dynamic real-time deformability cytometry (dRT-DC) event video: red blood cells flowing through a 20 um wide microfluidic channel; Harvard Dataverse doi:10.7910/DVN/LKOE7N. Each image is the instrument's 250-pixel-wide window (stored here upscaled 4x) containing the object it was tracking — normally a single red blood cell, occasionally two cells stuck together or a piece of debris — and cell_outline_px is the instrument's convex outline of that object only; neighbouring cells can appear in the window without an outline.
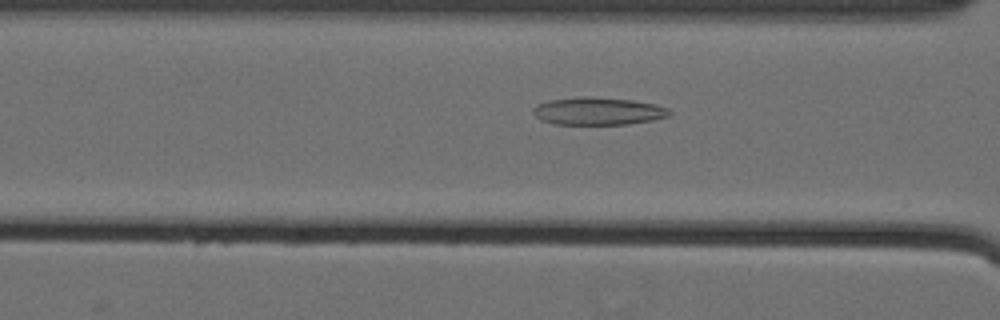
{"species": "Egyptian fruit bat (a non-hibernating species)", "species_latin": "Rousettus aegyptiacus", "temperature_condition": "cold", "stored_images_in_passage": 33, "camera_frame_rate_fps": 3000, "um_per_image_px": 0.085, "animal": {"sex": "female"}, "frame": {"image": 1, "passage_image": 22, "time_ms": 7.0, "image_size_px": [1000, 320], "cell_outline_px": [[672, 112], [668, 116], [652, 120], [628, 124], [552, 124], [540, 120], [532, 112], [532, 108], [536, 104], [548, 100], [580, 96], [592, 96], [632, 100], [656, 104], [668, 108]], "centroid_in_image_um": [50.8, 9.43], "position_along_channel_um": 115.8, "area_um2": 22.2}}
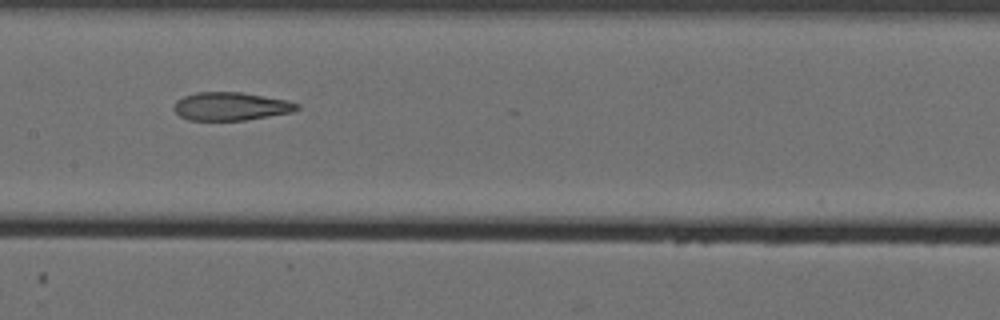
{"frame": {"image": 2, "passage_image": 28, "time_ms": 9.0, "image_size_px": [1000, 320], "cell_outline_px": [[300, 108], [292, 112], [244, 120], [188, 120], [180, 116], [176, 112], [176, 100], [184, 96], [196, 92], [240, 92], [288, 100], [300, 104]], "centroid_in_image_um": [19.65, 9.03], "position_along_channel_um": 187.7, "area_um2": 20.06}}
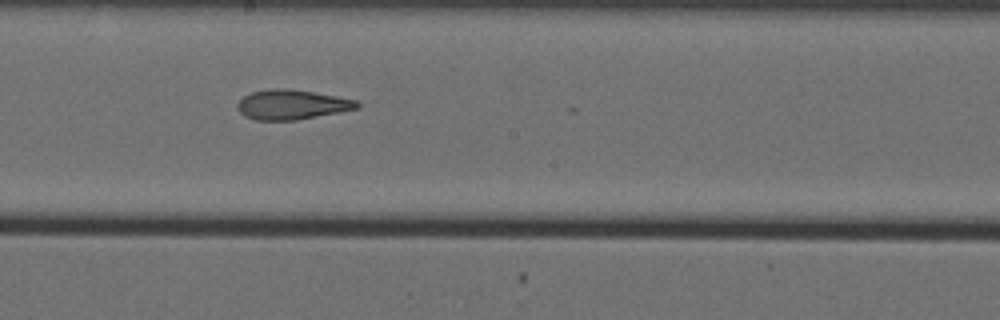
{"frame": {"image": 3, "passage_image": 31, "time_ms": 10.0, "image_size_px": [1000, 320], "cell_outline_px": [[360, 108], [296, 120], [252, 120], [244, 116], [236, 108], [240, 100], [244, 96], [252, 92], [272, 88], [288, 88], [336, 96], [356, 100], [360, 104]], "centroid_in_image_um": [24.79, 8.89], "position_along_channel_um": 223.4, "area_um2": 20.69}}